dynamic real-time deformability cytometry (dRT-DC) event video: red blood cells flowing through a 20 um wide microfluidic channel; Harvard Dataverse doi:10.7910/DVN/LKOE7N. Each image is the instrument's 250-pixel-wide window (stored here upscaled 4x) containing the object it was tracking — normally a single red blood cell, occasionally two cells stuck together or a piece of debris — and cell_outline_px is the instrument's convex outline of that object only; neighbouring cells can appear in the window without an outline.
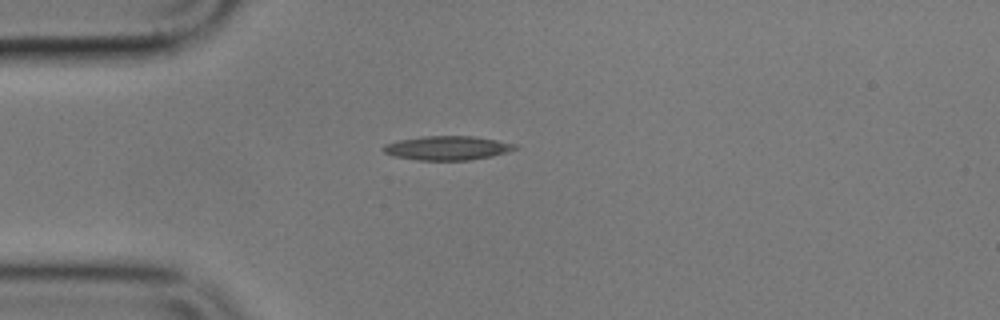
{"species": "common noctule bat (a hibernating species)", "species_latin": "Nyctalus noctula", "temperature_condition": "cold", "stored_images_in_passage": 6, "camera_frame_rate_fps": 3000, "um_per_image_px": 0.085, "animal": {"sex": "male", "body_mass_g": 17.9}, "frame": {"image": 1, "passage_image": 1, "time_ms": 0.0, "image_size_px": [1000, 320], "cell_outline_px": [[520, 148], [508, 152], [492, 156], [468, 160], [416, 160], [392, 156], [384, 152], [380, 148], [384, 144], [400, 140], [420, 136], [472, 136], [496, 140], [516, 144]], "centroid_in_image_um": [38.01, 12.58], "position_along_channel_um": 47.0, "area_um2": 18.61}}
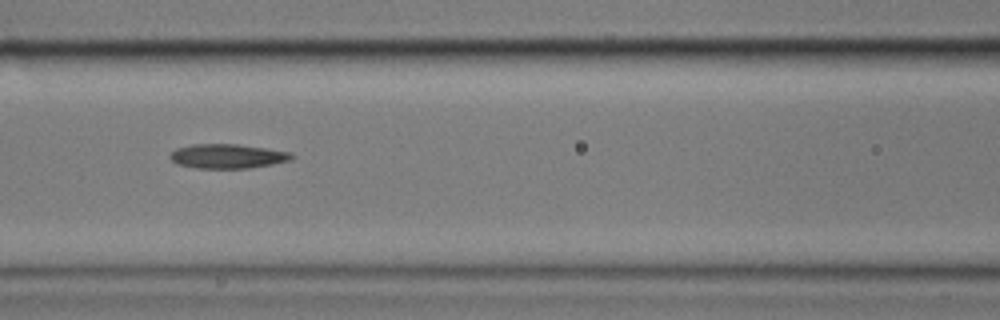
{"frame": {"image": 2, "passage_image": 4, "time_ms": 3.333, "image_size_px": [1000, 320], "cell_outline_px": [[296, 156], [292, 160], [272, 164], [248, 168], [196, 168], [176, 164], [168, 156], [176, 148], [192, 144], [240, 144], [292, 152]], "centroid_in_image_um": [19.36, 13.27], "position_along_channel_um": 147.2, "area_um2": 17.46}}